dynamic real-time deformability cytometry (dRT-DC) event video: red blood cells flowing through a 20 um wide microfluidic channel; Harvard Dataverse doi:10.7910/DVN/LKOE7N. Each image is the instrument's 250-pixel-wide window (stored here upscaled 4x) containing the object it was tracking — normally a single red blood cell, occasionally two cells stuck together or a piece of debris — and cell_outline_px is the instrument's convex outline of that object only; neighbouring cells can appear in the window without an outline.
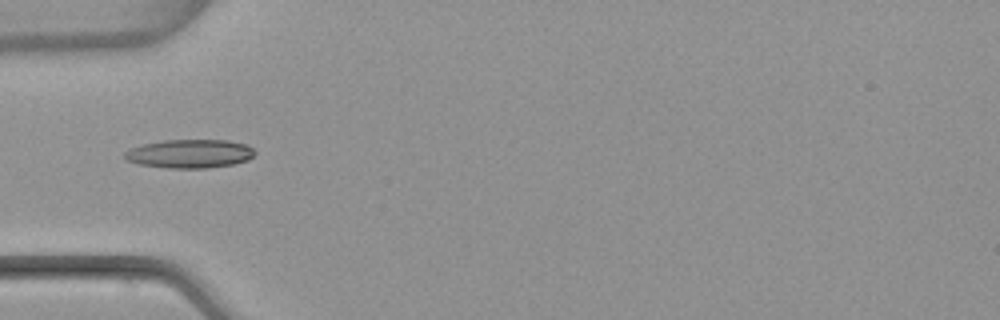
{"species": "common noctule bat (a hibernating species)", "species_latin": "Nyctalus noctula", "temperature_condition": "warm", "stored_images_in_passage": 5, "camera_frame_rate_fps": 3000, "um_per_image_px": 0.085, "animal": {"sex": "female", "body_mass_g": 22.7, "forearm_length_mm": 54.2}, "frame": {"image": 1, "passage_image": 5, "time_ms": 5.0, "image_size_px": [1000, 320], "cell_outline_px": [[256, 152], [248, 160], [232, 164], [208, 168], [168, 168], [140, 164], [124, 160], [124, 152], [132, 148], [144, 144], [164, 140], [228, 140], [248, 144]], "centroid_in_image_um": [16.14, 13.06], "position_along_channel_um": 68.9, "area_um2": 21.73}}